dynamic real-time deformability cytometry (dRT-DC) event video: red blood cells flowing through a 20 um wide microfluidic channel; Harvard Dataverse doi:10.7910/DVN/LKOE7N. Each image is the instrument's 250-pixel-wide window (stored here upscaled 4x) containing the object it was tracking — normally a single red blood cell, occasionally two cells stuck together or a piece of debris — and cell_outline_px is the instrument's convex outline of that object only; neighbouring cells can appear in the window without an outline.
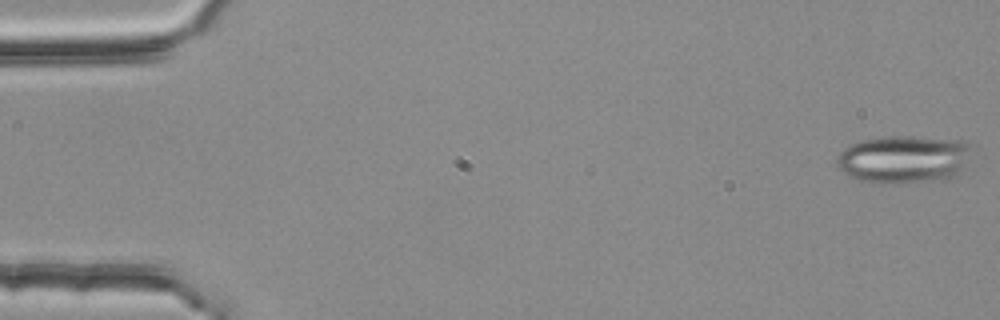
{"species": "common noctule bat (a hibernating species)", "species_latin": "Nyctalus noctula", "temperature_condition": "room temperature", "stored_images_in_passage": 3, "segment_of_instrument_passage": [2, 2], "camera_frame_rate_fps": 3000, "um_per_image_px": 0.085, "animal": {"sex": "female", "body_mass_g": 25.1}, "frame": {"image": 1, "passage_image": 3, "time_ms": 0.667, "image_size_px": [1000, 320], "cell_outline_px": [[968, 160], [960, 172], [952, 176], [940, 180], [900, 184], [892, 184], [860, 180], [848, 176], [836, 164], [836, 156], [848, 144], [860, 140], [884, 136], [912, 136], [964, 140], [968, 144]], "centroid_in_image_um": [76.77, 13.53], "position_along_channel_um": 8.2, "area_um2": 37.86}}